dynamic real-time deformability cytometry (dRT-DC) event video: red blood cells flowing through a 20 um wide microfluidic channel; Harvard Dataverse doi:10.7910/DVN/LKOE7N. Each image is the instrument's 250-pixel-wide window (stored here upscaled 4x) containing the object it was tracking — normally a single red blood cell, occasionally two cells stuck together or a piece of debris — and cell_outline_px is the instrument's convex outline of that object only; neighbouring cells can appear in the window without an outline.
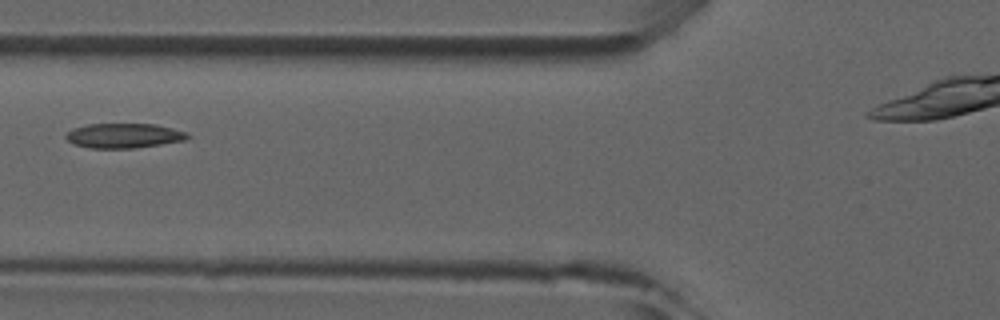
{"species": "common noctule bat (a hibernating species)", "species_latin": "Nyctalus noctula", "temperature_condition": "room temperature", "stored_images_in_passage": 6, "camera_frame_rate_fps": 3000, "um_per_image_px": 0.085, "animal": {"sex": "male", "forearm_length_mm": 52.5}, "frame": {"image": 1, "passage_image": 5, "time_ms": 4.667, "image_size_px": [1000, 320], "cell_outline_px": [[192, 136], [184, 140], [136, 148], [88, 148], [72, 144], [64, 136], [72, 128], [88, 124], [156, 124], [188, 132]], "centroid_in_image_um": [10.52, 11.53], "position_along_channel_um": 115.3, "area_um2": 17.63}}
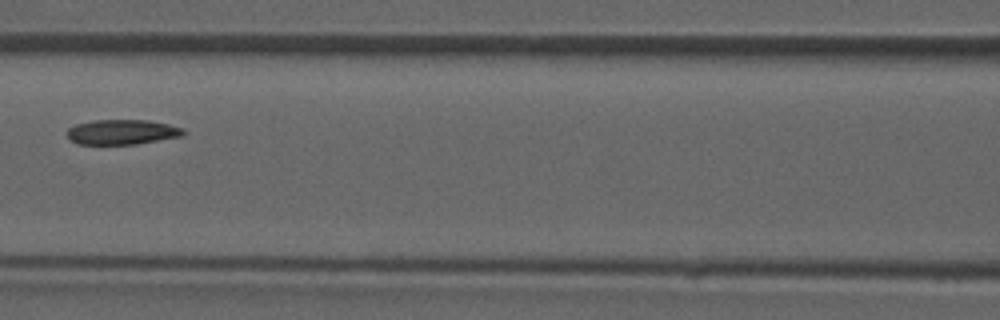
{"frame": {"image": 2, "passage_image": 6, "time_ms": 5.667, "image_size_px": [1000, 320], "cell_outline_px": [[184, 136], [136, 144], [76, 144], [68, 136], [68, 128], [76, 124], [92, 120], [148, 120], [168, 124], [184, 128]], "centroid_in_image_um": [10.4, 11.22], "position_along_channel_um": 156.2, "area_um2": 16.94}}